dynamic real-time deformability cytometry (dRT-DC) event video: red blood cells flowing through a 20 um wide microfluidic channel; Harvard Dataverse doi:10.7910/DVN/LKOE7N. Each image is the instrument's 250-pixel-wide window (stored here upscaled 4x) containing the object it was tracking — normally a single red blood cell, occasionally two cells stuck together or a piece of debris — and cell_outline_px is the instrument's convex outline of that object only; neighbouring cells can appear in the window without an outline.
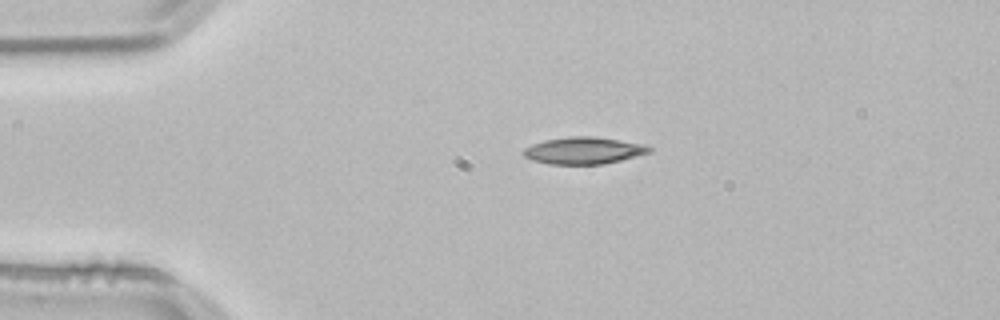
{"species": "common noctule bat (a hibernating species)", "species_latin": "Nyctalus noctula", "temperature_condition": "room temperature", "stored_images_in_passage": 42, "camera_frame_rate_fps": 3000, "um_per_image_px": 0.085, "animal": {"sex": "male", "body_mass_g": 21.5, "forearm_length_mm": 52.0}, "frame": {"image": 1, "passage_image": 1, "time_ms": 0.0, "image_size_px": [1000, 320], "cell_outline_px": [[652, 152], [604, 164], [548, 164], [532, 160], [524, 156], [520, 152], [524, 148], [532, 144], [544, 140], [568, 136], [592, 136], [644, 144], [652, 148]], "centroid_in_image_um": [49.58, 12.79], "position_along_channel_um": 35.4, "area_um2": 19.83}}
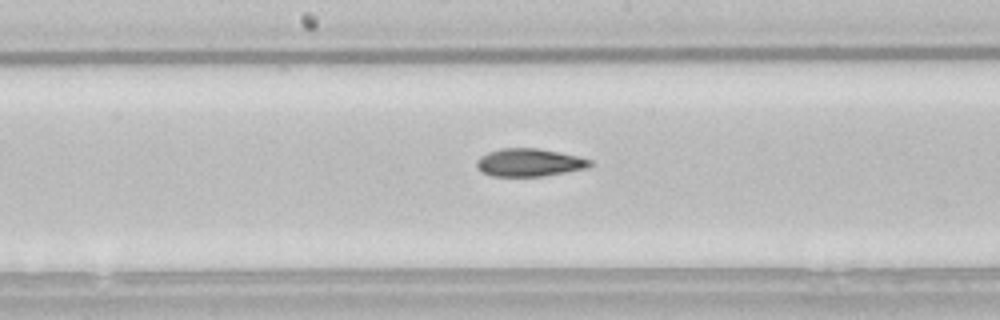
{"frame": {"image": 2, "passage_image": 17, "time_ms": 5.333, "image_size_px": [1000, 320], "cell_outline_px": [[592, 164], [584, 168], [544, 176], [492, 176], [484, 172], [476, 164], [476, 160], [480, 156], [488, 152], [500, 148], [540, 148], [576, 156], [592, 160]], "centroid_in_image_um": [44.96, 13.8], "position_along_channel_um": 203.2, "area_um2": 18.15}}
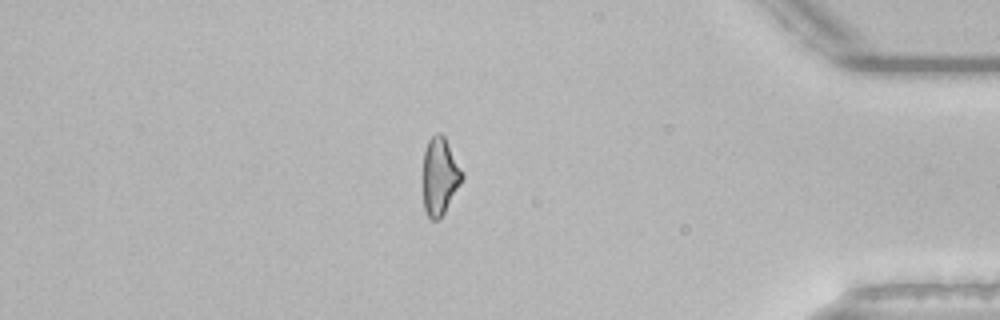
{"frame": {"image": 3, "passage_image": 35, "time_ms": 11.333, "image_size_px": [1000, 320], "cell_outline_px": [[464, 176], [460, 184], [444, 212], [436, 220], [432, 220], [428, 216], [424, 208], [424, 148], [428, 140], [436, 132], [440, 132], [444, 136], [464, 172]], "centroid_in_image_um": [37.39, 14.93], "position_along_channel_um": 397.8, "area_um2": 17.4}, "authors_computed_cell_mechanics": {"area_um2": 18.6405, "velocity_mm_per_s": 3.8478, "shape_relaxation_time_tau1_ms": 5.6728, "shape_relaxation_time_tau2_ms": 5.3376, "deformation_change_tau1": 0.165, "deformation_change_tau2": 0.15}}